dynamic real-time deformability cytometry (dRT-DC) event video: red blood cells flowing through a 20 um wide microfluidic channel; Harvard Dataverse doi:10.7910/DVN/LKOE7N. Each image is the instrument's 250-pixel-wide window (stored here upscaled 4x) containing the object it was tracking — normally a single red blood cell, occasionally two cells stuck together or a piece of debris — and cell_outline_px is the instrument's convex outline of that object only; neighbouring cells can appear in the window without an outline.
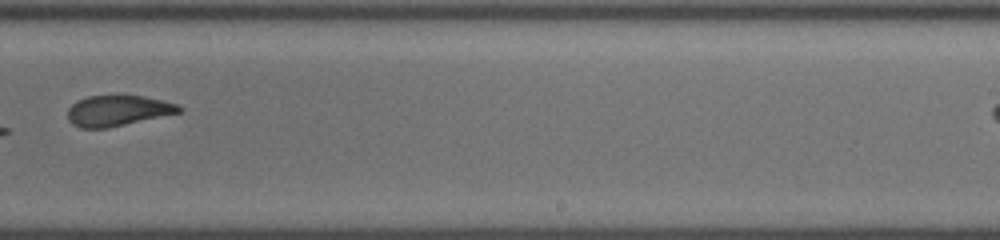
{"species": "common noctule bat (a hibernating species)", "species_latin": "Nyctalus noctula", "temperature_condition": "cold", "stored_images_in_passage": 20, "camera_frame_rate_fps": 3000, "um_per_image_px": 0.085, "animal": {"sex": "female", "body_mass_g": 19.5, "forearm_length_mm": 54.1}, "frame": {"image": 1, "passage_image": 15, "time_ms": 4.667, "image_size_px": [1000, 240], "cell_outline_px": [[184, 108], [180, 112], [108, 128], [80, 128], [72, 124], [68, 120], [68, 108], [76, 100], [88, 96], [140, 96], [164, 100], [176, 104]], "centroid_in_image_um": [9.98, 9.41], "position_along_channel_um": 279.0, "area_um2": 19.77}}